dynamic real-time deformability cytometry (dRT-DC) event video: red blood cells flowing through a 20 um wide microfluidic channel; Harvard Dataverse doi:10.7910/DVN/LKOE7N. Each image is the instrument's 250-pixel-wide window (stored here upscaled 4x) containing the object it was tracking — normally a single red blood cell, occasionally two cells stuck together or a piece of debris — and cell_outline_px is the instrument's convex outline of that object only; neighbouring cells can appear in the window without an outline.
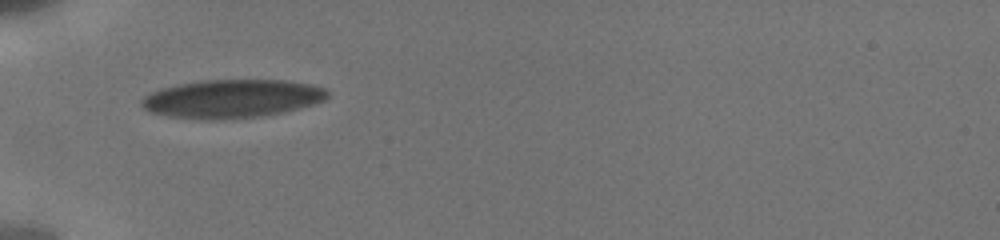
{"species": "human", "species_latin": "Homo sapiens", "temperature_condition": "cold", "stored_images_in_passage": 49, "camera_frame_rate_fps": 3000, "um_per_image_px": 0.085, "donor": {"sex": "male"}, "frame": {"image": 1, "passage_image": 1, "time_ms": 0.0, "image_size_px": [1000, 240], "cell_outline_px": [[328, 96], [324, 100], [312, 104], [280, 112], [256, 116], [208, 120], [168, 116], [148, 112], [140, 104], [140, 100], [144, 96], [160, 88], [200, 80], [284, 80], [308, 84], [324, 88], [328, 92]], "centroid_in_image_um": [19.64, 8.38], "position_along_channel_um": 65.4, "area_um2": 41.1}}
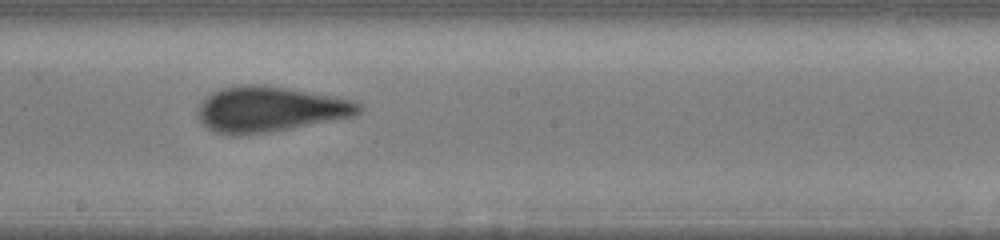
{"frame": {"image": 2, "passage_image": 28, "time_ms": 4.333, "image_size_px": [1000, 240], "cell_outline_px": [[364, 108], [356, 116], [268, 132], [240, 136], [232, 136], [216, 132], [208, 128], [200, 120], [196, 112], [200, 104], [212, 92], [220, 88], [248, 84], [260, 84], [288, 88], [336, 96], [356, 100], [364, 104]], "centroid_in_image_um": [22.99, 9.28], "position_along_channel_um": 225.2, "area_um2": 42.95}}
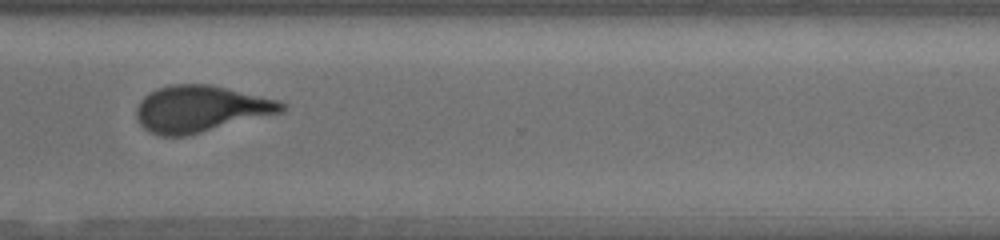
{"frame": {"image": 3, "passage_image": 48, "time_ms": 7.667, "image_size_px": [1000, 240], "cell_outline_px": [[288, 108], [284, 112], [184, 136], [160, 136], [144, 128], [140, 124], [136, 116], [136, 108], [140, 100], [144, 96], [156, 88], [168, 84], [212, 84], [280, 100], [288, 104]], "centroid_in_image_um": [17.08, 9.23], "position_along_channel_um": 353.5, "area_um2": 39.65}}